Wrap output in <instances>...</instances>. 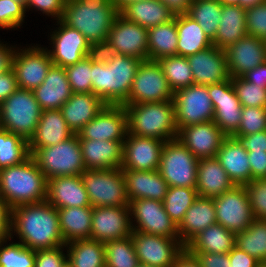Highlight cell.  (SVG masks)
I'll list each match as a JSON object with an SVG mask.
<instances>
[{"mask_svg": "<svg viewBox=\"0 0 266 267\" xmlns=\"http://www.w3.org/2000/svg\"><path fill=\"white\" fill-rule=\"evenodd\" d=\"M208 93L214 107L213 121L227 137H232L242 116V105L232 85V78L208 85Z\"/></svg>", "mask_w": 266, "mask_h": 267, "instance_id": "ac0fdd59", "label": "cell"}, {"mask_svg": "<svg viewBox=\"0 0 266 267\" xmlns=\"http://www.w3.org/2000/svg\"><path fill=\"white\" fill-rule=\"evenodd\" d=\"M138 267H158V266H151V265H143V264H139Z\"/></svg>", "mask_w": 266, "mask_h": 267, "instance_id": "34e18365", "label": "cell"}, {"mask_svg": "<svg viewBox=\"0 0 266 267\" xmlns=\"http://www.w3.org/2000/svg\"><path fill=\"white\" fill-rule=\"evenodd\" d=\"M235 241V233L216 223L196 235L185 248L189 252L229 253Z\"/></svg>", "mask_w": 266, "mask_h": 267, "instance_id": "74e56055", "label": "cell"}, {"mask_svg": "<svg viewBox=\"0 0 266 267\" xmlns=\"http://www.w3.org/2000/svg\"><path fill=\"white\" fill-rule=\"evenodd\" d=\"M129 201L153 199L164 201L169 185L159 171L121 169Z\"/></svg>", "mask_w": 266, "mask_h": 267, "instance_id": "484cf974", "label": "cell"}, {"mask_svg": "<svg viewBox=\"0 0 266 267\" xmlns=\"http://www.w3.org/2000/svg\"><path fill=\"white\" fill-rule=\"evenodd\" d=\"M11 240L13 233L20 243L34 251L66 245L60 230L57 209L47 200L23 204L11 209Z\"/></svg>", "mask_w": 266, "mask_h": 267, "instance_id": "6da1fadb", "label": "cell"}, {"mask_svg": "<svg viewBox=\"0 0 266 267\" xmlns=\"http://www.w3.org/2000/svg\"><path fill=\"white\" fill-rule=\"evenodd\" d=\"M0 243V267H34L35 251L25 247L22 243ZM5 244V245H4ZM7 244V245H6Z\"/></svg>", "mask_w": 266, "mask_h": 267, "instance_id": "7dc6e473", "label": "cell"}, {"mask_svg": "<svg viewBox=\"0 0 266 267\" xmlns=\"http://www.w3.org/2000/svg\"><path fill=\"white\" fill-rule=\"evenodd\" d=\"M248 82L266 88V62L256 66L254 69L247 71L241 76Z\"/></svg>", "mask_w": 266, "mask_h": 267, "instance_id": "03108f58", "label": "cell"}, {"mask_svg": "<svg viewBox=\"0 0 266 267\" xmlns=\"http://www.w3.org/2000/svg\"><path fill=\"white\" fill-rule=\"evenodd\" d=\"M86 170L121 168L123 143L121 141L79 139Z\"/></svg>", "mask_w": 266, "mask_h": 267, "instance_id": "4316f807", "label": "cell"}, {"mask_svg": "<svg viewBox=\"0 0 266 267\" xmlns=\"http://www.w3.org/2000/svg\"><path fill=\"white\" fill-rule=\"evenodd\" d=\"M128 133V116L123 105H106L78 133L79 139L121 141Z\"/></svg>", "mask_w": 266, "mask_h": 267, "instance_id": "d6986e66", "label": "cell"}, {"mask_svg": "<svg viewBox=\"0 0 266 267\" xmlns=\"http://www.w3.org/2000/svg\"><path fill=\"white\" fill-rule=\"evenodd\" d=\"M16 46H7L0 41V74L12 69Z\"/></svg>", "mask_w": 266, "mask_h": 267, "instance_id": "e7e4bbea", "label": "cell"}, {"mask_svg": "<svg viewBox=\"0 0 266 267\" xmlns=\"http://www.w3.org/2000/svg\"><path fill=\"white\" fill-rule=\"evenodd\" d=\"M119 14L130 22L150 29L159 24L167 23L174 14L159 0H140L128 4Z\"/></svg>", "mask_w": 266, "mask_h": 267, "instance_id": "e575fe53", "label": "cell"}, {"mask_svg": "<svg viewBox=\"0 0 266 267\" xmlns=\"http://www.w3.org/2000/svg\"><path fill=\"white\" fill-rule=\"evenodd\" d=\"M232 137L239 139L247 152L266 151V130L250 135Z\"/></svg>", "mask_w": 266, "mask_h": 267, "instance_id": "680465c9", "label": "cell"}, {"mask_svg": "<svg viewBox=\"0 0 266 267\" xmlns=\"http://www.w3.org/2000/svg\"><path fill=\"white\" fill-rule=\"evenodd\" d=\"M80 177L92 207L130 206L121 168L85 170Z\"/></svg>", "mask_w": 266, "mask_h": 267, "instance_id": "ba28073f", "label": "cell"}, {"mask_svg": "<svg viewBox=\"0 0 266 267\" xmlns=\"http://www.w3.org/2000/svg\"><path fill=\"white\" fill-rule=\"evenodd\" d=\"M173 92L194 85V77L184 56H168L157 60Z\"/></svg>", "mask_w": 266, "mask_h": 267, "instance_id": "ee69618b", "label": "cell"}, {"mask_svg": "<svg viewBox=\"0 0 266 267\" xmlns=\"http://www.w3.org/2000/svg\"><path fill=\"white\" fill-rule=\"evenodd\" d=\"M66 0H27L26 12L30 9H37L42 14H46L49 17H55V20H61L63 9Z\"/></svg>", "mask_w": 266, "mask_h": 267, "instance_id": "9f6ffc18", "label": "cell"}, {"mask_svg": "<svg viewBox=\"0 0 266 267\" xmlns=\"http://www.w3.org/2000/svg\"><path fill=\"white\" fill-rule=\"evenodd\" d=\"M61 234L65 244L90 239L93 207H68L57 209Z\"/></svg>", "mask_w": 266, "mask_h": 267, "instance_id": "d590c367", "label": "cell"}, {"mask_svg": "<svg viewBox=\"0 0 266 267\" xmlns=\"http://www.w3.org/2000/svg\"><path fill=\"white\" fill-rule=\"evenodd\" d=\"M29 156L27 139L0 128V169L20 164Z\"/></svg>", "mask_w": 266, "mask_h": 267, "instance_id": "7bdbcfd3", "label": "cell"}, {"mask_svg": "<svg viewBox=\"0 0 266 267\" xmlns=\"http://www.w3.org/2000/svg\"><path fill=\"white\" fill-rule=\"evenodd\" d=\"M17 89L18 84L13 69L0 74V104Z\"/></svg>", "mask_w": 266, "mask_h": 267, "instance_id": "6125c7cd", "label": "cell"}, {"mask_svg": "<svg viewBox=\"0 0 266 267\" xmlns=\"http://www.w3.org/2000/svg\"><path fill=\"white\" fill-rule=\"evenodd\" d=\"M173 103L178 130L214 119V107L208 86L194 84L177 90L173 93Z\"/></svg>", "mask_w": 266, "mask_h": 267, "instance_id": "7c38bea8", "label": "cell"}, {"mask_svg": "<svg viewBox=\"0 0 266 267\" xmlns=\"http://www.w3.org/2000/svg\"><path fill=\"white\" fill-rule=\"evenodd\" d=\"M131 238L138 261L143 265L172 267L185 246L180 238H167L132 231Z\"/></svg>", "mask_w": 266, "mask_h": 267, "instance_id": "2e32d148", "label": "cell"}, {"mask_svg": "<svg viewBox=\"0 0 266 267\" xmlns=\"http://www.w3.org/2000/svg\"><path fill=\"white\" fill-rule=\"evenodd\" d=\"M143 60L111 53L92 54V93L107 105H123Z\"/></svg>", "mask_w": 266, "mask_h": 267, "instance_id": "7a4b0ae2", "label": "cell"}, {"mask_svg": "<svg viewBox=\"0 0 266 267\" xmlns=\"http://www.w3.org/2000/svg\"><path fill=\"white\" fill-rule=\"evenodd\" d=\"M46 200L56 209L91 206L80 175L48 179Z\"/></svg>", "mask_w": 266, "mask_h": 267, "instance_id": "d4e9b609", "label": "cell"}, {"mask_svg": "<svg viewBox=\"0 0 266 267\" xmlns=\"http://www.w3.org/2000/svg\"><path fill=\"white\" fill-rule=\"evenodd\" d=\"M173 93L158 61L144 60L124 104L173 101Z\"/></svg>", "mask_w": 266, "mask_h": 267, "instance_id": "8fae6325", "label": "cell"}, {"mask_svg": "<svg viewBox=\"0 0 266 267\" xmlns=\"http://www.w3.org/2000/svg\"><path fill=\"white\" fill-rule=\"evenodd\" d=\"M140 0H110V2L114 5L115 9L120 12L123 8H125L128 4L132 2H136Z\"/></svg>", "mask_w": 266, "mask_h": 267, "instance_id": "89a4df30", "label": "cell"}, {"mask_svg": "<svg viewBox=\"0 0 266 267\" xmlns=\"http://www.w3.org/2000/svg\"><path fill=\"white\" fill-rule=\"evenodd\" d=\"M29 152L47 179L80 175L86 170L77 134L56 145L29 149Z\"/></svg>", "mask_w": 266, "mask_h": 267, "instance_id": "8992f818", "label": "cell"}, {"mask_svg": "<svg viewBox=\"0 0 266 267\" xmlns=\"http://www.w3.org/2000/svg\"><path fill=\"white\" fill-rule=\"evenodd\" d=\"M118 14L110 0H66L61 21L83 34L98 51L106 44Z\"/></svg>", "mask_w": 266, "mask_h": 267, "instance_id": "3957f363", "label": "cell"}, {"mask_svg": "<svg viewBox=\"0 0 266 267\" xmlns=\"http://www.w3.org/2000/svg\"><path fill=\"white\" fill-rule=\"evenodd\" d=\"M246 31L266 41V2L246 9Z\"/></svg>", "mask_w": 266, "mask_h": 267, "instance_id": "db71d44e", "label": "cell"}, {"mask_svg": "<svg viewBox=\"0 0 266 267\" xmlns=\"http://www.w3.org/2000/svg\"><path fill=\"white\" fill-rule=\"evenodd\" d=\"M194 84L212 85L230 78L225 50L212 45L205 50L187 56Z\"/></svg>", "mask_w": 266, "mask_h": 267, "instance_id": "cb8c5ba5", "label": "cell"}, {"mask_svg": "<svg viewBox=\"0 0 266 267\" xmlns=\"http://www.w3.org/2000/svg\"><path fill=\"white\" fill-rule=\"evenodd\" d=\"M213 201L217 224L235 234L243 232L255 220L244 186H234Z\"/></svg>", "mask_w": 266, "mask_h": 267, "instance_id": "5bb4252c", "label": "cell"}, {"mask_svg": "<svg viewBox=\"0 0 266 267\" xmlns=\"http://www.w3.org/2000/svg\"><path fill=\"white\" fill-rule=\"evenodd\" d=\"M216 223L213 198L198 196L178 225L180 241L186 246L196 235Z\"/></svg>", "mask_w": 266, "mask_h": 267, "instance_id": "1f68e13d", "label": "cell"}, {"mask_svg": "<svg viewBox=\"0 0 266 267\" xmlns=\"http://www.w3.org/2000/svg\"><path fill=\"white\" fill-rule=\"evenodd\" d=\"M253 217L266 220V178L254 179L244 185Z\"/></svg>", "mask_w": 266, "mask_h": 267, "instance_id": "816d5d0a", "label": "cell"}, {"mask_svg": "<svg viewBox=\"0 0 266 267\" xmlns=\"http://www.w3.org/2000/svg\"><path fill=\"white\" fill-rule=\"evenodd\" d=\"M266 130V108L242 107V116L237 132L233 136L250 135Z\"/></svg>", "mask_w": 266, "mask_h": 267, "instance_id": "f907efd6", "label": "cell"}, {"mask_svg": "<svg viewBox=\"0 0 266 267\" xmlns=\"http://www.w3.org/2000/svg\"><path fill=\"white\" fill-rule=\"evenodd\" d=\"M212 45L225 49L247 36L246 8L222 5L220 22Z\"/></svg>", "mask_w": 266, "mask_h": 267, "instance_id": "836d02e7", "label": "cell"}, {"mask_svg": "<svg viewBox=\"0 0 266 267\" xmlns=\"http://www.w3.org/2000/svg\"><path fill=\"white\" fill-rule=\"evenodd\" d=\"M148 60L177 55L176 16L167 23L148 29Z\"/></svg>", "mask_w": 266, "mask_h": 267, "instance_id": "f35d334b", "label": "cell"}, {"mask_svg": "<svg viewBox=\"0 0 266 267\" xmlns=\"http://www.w3.org/2000/svg\"><path fill=\"white\" fill-rule=\"evenodd\" d=\"M165 141L139 137L127 133L123 142V162L121 169L137 171H156Z\"/></svg>", "mask_w": 266, "mask_h": 267, "instance_id": "44dd1931", "label": "cell"}, {"mask_svg": "<svg viewBox=\"0 0 266 267\" xmlns=\"http://www.w3.org/2000/svg\"><path fill=\"white\" fill-rule=\"evenodd\" d=\"M132 230L167 238H180L178 225L166 213L162 201L137 199L130 202ZM133 218L135 220H133Z\"/></svg>", "mask_w": 266, "mask_h": 267, "instance_id": "4fadbf2b", "label": "cell"}, {"mask_svg": "<svg viewBox=\"0 0 266 267\" xmlns=\"http://www.w3.org/2000/svg\"><path fill=\"white\" fill-rule=\"evenodd\" d=\"M216 158L235 186H244L252 180L248 152L239 139L226 137Z\"/></svg>", "mask_w": 266, "mask_h": 267, "instance_id": "83f0119b", "label": "cell"}, {"mask_svg": "<svg viewBox=\"0 0 266 267\" xmlns=\"http://www.w3.org/2000/svg\"><path fill=\"white\" fill-rule=\"evenodd\" d=\"M172 267H202V265L196 255L184 248V250L177 256Z\"/></svg>", "mask_w": 266, "mask_h": 267, "instance_id": "003e7915", "label": "cell"}, {"mask_svg": "<svg viewBox=\"0 0 266 267\" xmlns=\"http://www.w3.org/2000/svg\"><path fill=\"white\" fill-rule=\"evenodd\" d=\"M66 249L67 261L73 267H106L103 242L92 239L75 240L67 243Z\"/></svg>", "mask_w": 266, "mask_h": 267, "instance_id": "ab89813d", "label": "cell"}, {"mask_svg": "<svg viewBox=\"0 0 266 267\" xmlns=\"http://www.w3.org/2000/svg\"><path fill=\"white\" fill-rule=\"evenodd\" d=\"M252 180L266 178V151L248 152Z\"/></svg>", "mask_w": 266, "mask_h": 267, "instance_id": "91938a15", "label": "cell"}, {"mask_svg": "<svg viewBox=\"0 0 266 267\" xmlns=\"http://www.w3.org/2000/svg\"><path fill=\"white\" fill-rule=\"evenodd\" d=\"M73 135L60 109L44 110L41 112L34 135L28 141L29 149L53 146Z\"/></svg>", "mask_w": 266, "mask_h": 267, "instance_id": "4dcf8cb0", "label": "cell"}, {"mask_svg": "<svg viewBox=\"0 0 266 267\" xmlns=\"http://www.w3.org/2000/svg\"><path fill=\"white\" fill-rule=\"evenodd\" d=\"M11 225V208L0 197V243L11 239L10 233Z\"/></svg>", "mask_w": 266, "mask_h": 267, "instance_id": "be15d7a7", "label": "cell"}, {"mask_svg": "<svg viewBox=\"0 0 266 267\" xmlns=\"http://www.w3.org/2000/svg\"><path fill=\"white\" fill-rule=\"evenodd\" d=\"M33 93L42 111L61 109L72 95L65 68L52 65L42 84Z\"/></svg>", "mask_w": 266, "mask_h": 267, "instance_id": "f1b7e54d", "label": "cell"}, {"mask_svg": "<svg viewBox=\"0 0 266 267\" xmlns=\"http://www.w3.org/2000/svg\"><path fill=\"white\" fill-rule=\"evenodd\" d=\"M25 8L13 0H0V27L2 29H17L25 19Z\"/></svg>", "mask_w": 266, "mask_h": 267, "instance_id": "f5cc1de1", "label": "cell"}, {"mask_svg": "<svg viewBox=\"0 0 266 267\" xmlns=\"http://www.w3.org/2000/svg\"><path fill=\"white\" fill-rule=\"evenodd\" d=\"M196 255L202 267H232L229 253L191 252Z\"/></svg>", "mask_w": 266, "mask_h": 267, "instance_id": "6f0895ef", "label": "cell"}, {"mask_svg": "<svg viewBox=\"0 0 266 267\" xmlns=\"http://www.w3.org/2000/svg\"><path fill=\"white\" fill-rule=\"evenodd\" d=\"M226 137L214 121H208L180 128L177 139L199 160L216 157Z\"/></svg>", "mask_w": 266, "mask_h": 267, "instance_id": "7402d4cb", "label": "cell"}, {"mask_svg": "<svg viewBox=\"0 0 266 267\" xmlns=\"http://www.w3.org/2000/svg\"><path fill=\"white\" fill-rule=\"evenodd\" d=\"M19 49L15 52L12 66L18 88L33 91L42 84L53 62L47 49L38 44Z\"/></svg>", "mask_w": 266, "mask_h": 267, "instance_id": "e0dca14e", "label": "cell"}, {"mask_svg": "<svg viewBox=\"0 0 266 267\" xmlns=\"http://www.w3.org/2000/svg\"><path fill=\"white\" fill-rule=\"evenodd\" d=\"M106 267H138L140 264L135 253L131 235L104 242Z\"/></svg>", "mask_w": 266, "mask_h": 267, "instance_id": "f6af8a7d", "label": "cell"}, {"mask_svg": "<svg viewBox=\"0 0 266 267\" xmlns=\"http://www.w3.org/2000/svg\"><path fill=\"white\" fill-rule=\"evenodd\" d=\"M48 179L30 155L20 164L0 169V197L12 209L47 198Z\"/></svg>", "mask_w": 266, "mask_h": 267, "instance_id": "277c9868", "label": "cell"}, {"mask_svg": "<svg viewBox=\"0 0 266 267\" xmlns=\"http://www.w3.org/2000/svg\"><path fill=\"white\" fill-rule=\"evenodd\" d=\"M72 93H92V54L65 67Z\"/></svg>", "mask_w": 266, "mask_h": 267, "instance_id": "c3c4849f", "label": "cell"}, {"mask_svg": "<svg viewBox=\"0 0 266 267\" xmlns=\"http://www.w3.org/2000/svg\"><path fill=\"white\" fill-rule=\"evenodd\" d=\"M222 4L218 0H193L187 15L197 21L204 33L213 40L220 22Z\"/></svg>", "mask_w": 266, "mask_h": 267, "instance_id": "b9f144b4", "label": "cell"}, {"mask_svg": "<svg viewBox=\"0 0 266 267\" xmlns=\"http://www.w3.org/2000/svg\"><path fill=\"white\" fill-rule=\"evenodd\" d=\"M222 5H236L239 6L240 0H218Z\"/></svg>", "mask_w": 266, "mask_h": 267, "instance_id": "8c879c8a", "label": "cell"}, {"mask_svg": "<svg viewBox=\"0 0 266 267\" xmlns=\"http://www.w3.org/2000/svg\"><path fill=\"white\" fill-rule=\"evenodd\" d=\"M224 50L231 78L241 77L266 62V41L257 37L247 35Z\"/></svg>", "mask_w": 266, "mask_h": 267, "instance_id": "603a6c76", "label": "cell"}, {"mask_svg": "<svg viewBox=\"0 0 266 267\" xmlns=\"http://www.w3.org/2000/svg\"><path fill=\"white\" fill-rule=\"evenodd\" d=\"M128 116V133L171 141L177 139L173 101L123 104Z\"/></svg>", "mask_w": 266, "mask_h": 267, "instance_id": "5b68a950", "label": "cell"}, {"mask_svg": "<svg viewBox=\"0 0 266 267\" xmlns=\"http://www.w3.org/2000/svg\"><path fill=\"white\" fill-rule=\"evenodd\" d=\"M148 29L118 14L99 53L133 56L148 60Z\"/></svg>", "mask_w": 266, "mask_h": 267, "instance_id": "30bf717a", "label": "cell"}, {"mask_svg": "<svg viewBox=\"0 0 266 267\" xmlns=\"http://www.w3.org/2000/svg\"><path fill=\"white\" fill-rule=\"evenodd\" d=\"M178 34L177 55L190 56L212 46V40L199 23L187 14L176 15Z\"/></svg>", "mask_w": 266, "mask_h": 267, "instance_id": "8d00e7d4", "label": "cell"}, {"mask_svg": "<svg viewBox=\"0 0 266 267\" xmlns=\"http://www.w3.org/2000/svg\"><path fill=\"white\" fill-rule=\"evenodd\" d=\"M199 160L178 139L163 145L159 173L169 187L196 188Z\"/></svg>", "mask_w": 266, "mask_h": 267, "instance_id": "9c48e42d", "label": "cell"}, {"mask_svg": "<svg viewBox=\"0 0 266 267\" xmlns=\"http://www.w3.org/2000/svg\"><path fill=\"white\" fill-rule=\"evenodd\" d=\"M235 246L265 264L266 220L255 219L243 232L237 233Z\"/></svg>", "mask_w": 266, "mask_h": 267, "instance_id": "60d3db41", "label": "cell"}, {"mask_svg": "<svg viewBox=\"0 0 266 267\" xmlns=\"http://www.w3.org/2000/svg\"><path fill=\"white\" fill-rule=\"evenodd\" d=\"M13 1L21 4L26 9V2H27V0H13Z\"/></svg>", "mask_w": 266, "mask_h": 267, "instance_id": "753ad0ef", "label": "cell"}, {"mask_svg": "<svg viewBox=\"0 0 266 267\" xmlns=\"http://www.w3.org/2000/svg\"><path fill=\"white\" fill-rule=\"evenodd\" d=\"M62 267H73L68 261Z\"/></svg>", "mask_w": 266, "mask_h": 267, "instance_id": "11e5206c", "label": "cell"}, {"mask_svg": "<svg viewBox=\"0 0 266 267\" xmlns=\"http://www.w3.org/2000/svg\"><path fill=\"white\" fill-rule=\"evenodd\" d=\"M106 105L101 98L93 93H72L60 110L69 129L77 134Z\"/></svg>", "mask_w": 266, "mask_h": 267, "instance_id": "f546056e", "label": "cell"}, {"mask_svg": "<svg viewBox=\"0 0 266 267\" xmlns=\"http://www.w3.org/2000/svg\"><path fill=\"white\" fill-rule=\"evenodd\" d=\"M197 197L196 188L169 187L162 203L169 217L179 225Z\"/></svg>", "mask_w": 266, "mask_h": 267, "instance_id": "bcb514c9", "label": "cell"}, {"mask_svg": "<svg viewBox=\"0 0 266 267\" xmlns=\"http://www.w3.org/2000/svg\"><path fill=\"white\" fill-rule=\"evenodd\" d=\"M130 206L93 207L90 239L99 242L126 238L132 233Z\"/></svg>", "mask_w": 266, "mask_h": 267, "instance_id": "ffe728a7", "label": "cell"}, {"mask_svg": "<svg viewBox=\"0 0 266 267\" xmlns=\"http://www.w3.org/2000/svg\"><path fill=\"white\" fill-rule=\"evenodd\" d=\"M176 16L187 14L193 0H159Z\"/></svg>", "mask_w": 266, "mask_h": 267, "instance_id": "a7ac6f4b", "label": "cell"}, {"mask_svg": "<svg viewBox=\"0 0 266 267\" xmlns=\"http://www.w3.org/2000/svg\"><path fill=\"white\" fill-rule=\"evenodd\" d=\"M41 112L33 91L18 88L0 104V128L29 141L36 131Z\"/></svg>", "mask_w": 266, "mask_h": 267, "instance_id": "52a82bcc", "label": "cell"}, {"mask_svg": "<svg viewBox=\"0 0 266 267\" xmlns=\"http://www.w3.org/2000/svg\"><path fill=\"white\" fill-rule=\"evenodd\" d=\"M232 85L242 107L266 108V88L248 82L242 77L232 78Z\"/></svg>", "mask_w": 266, "mask_h": 267, "instance_id": "681fc988", "label": "cell"}, {"mask_svg": "<svg viewBox=\"0 0 266 267\" xmlns=\"http://www.w3.org/2000/svg\"><path fill=\"white\" fill-rule=\"evenodd\" d=\"M264 2H266V0H240L239 6L247 9L249 7H253Z\"/></svg>", "mask_w": 266, "mask_h": 267, "instance_id": "2644e50d", "label": "cell"}, {"mask_svg": "<svg viewBox=\"0 0 266 267\" xmlns=\"http://www.w3.org/2000/svg\"><path fill=\"white\" fill-rule=\"evenodd\" d=\"M66 245L53 249L35 251L34 267H62L67 262V254L63 253Z\"/></svg>", "mask_w": 266, "mask_h": 267, "instance_id": "11a10c76", "label": "cell"}, {"mask_svg": "<svg viewBox=\"0 0 266 267\" xmlns=\"http://www.w3.org/2000/svg\"><path fill=\"white\" fill-rule=\"evenodd\" d=\"M234 186L216 157L199 159L196 185L198 196L214 198Z\"/></svg>", "mask_w": 266, "mask_h": 267, "instance_id": "d6a6232c", "label": "cell"}, {"mask_svg": "<svg viewBox=\"0 0 266 267\" xmlns=\"http://www.w3.org/2000/svg\"><path fill=\"white\" fill-rule=\"evenodd\" d=\"M232 267H260L262 264L248 253L238 249L236 246L229 252Z\"/></svg>", "mask_w": 266, "mask_h": 267, "instance_id": "94428289", "label": "cell"}, {"mask_svg": "<svg viewBox=\"0 0 266 267\" xmlns=\"http://www.w3.org/2000/svg\"><path fill=\"white\" fill-rule=\"evenodd\" d=\"M56 22L59 27L55 28L50 35L52 50L46 48L53 65L65 68L80 62L96 51L78 30L69 27L61 20Z\"/></svg>", "mask_w": 266, "mask_h": 267, "instance_id": "9a60e30c", "label": "cell"}]
</instances>
